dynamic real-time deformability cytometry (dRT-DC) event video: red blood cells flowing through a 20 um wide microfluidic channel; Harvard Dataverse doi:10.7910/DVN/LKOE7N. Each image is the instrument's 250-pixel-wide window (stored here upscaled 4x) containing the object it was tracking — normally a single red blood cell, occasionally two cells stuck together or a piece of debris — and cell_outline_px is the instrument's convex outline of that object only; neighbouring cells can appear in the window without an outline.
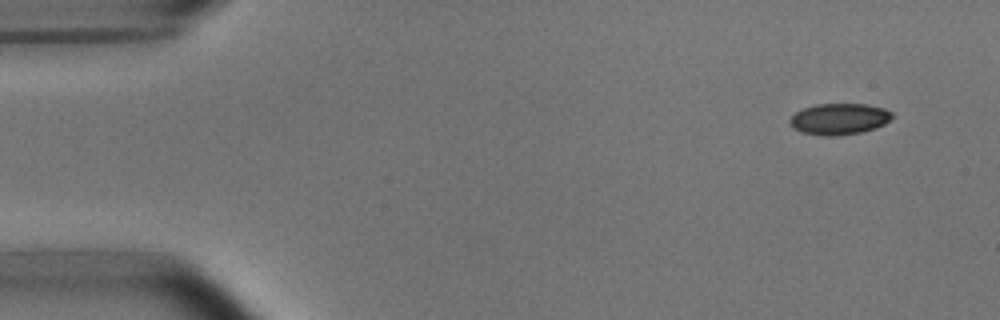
{"species": "common noctule bat (a hibernating species)", "species_latin": "Nyctalus noctula", "temperature_condition": "room temperature", "stored_images_in_passage": 4, "camera_frame_rate_fps": 3000, "um_per_image_px": 0.085, "animal": {"sex": "male", "body_mass_g": 15.6}, "frame": {"image": 1, "passage_image": 1, "time_ms": 0.0, "image_size_px": [1000, 320], "cell_outline_px": [[896, 116], [884, 124], [876, 128], [860, 132], [832, 136], [824, 136], [800, 132], [792, 128], [788, 124], [788, 120], [796, 112], [804, 108], [816, 104], [868, 104], [884, 108], [892, 112]], "centroid_in_image_um": [71.33, 10.11], "position_along_channel_um": 13.7, "area_um2": 18.84}}
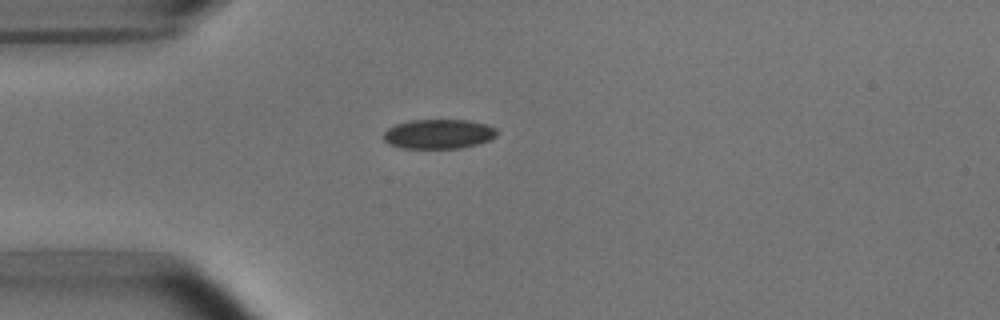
{"frame": {"image": 2, "passage_image": 4, "time_ms": 1.0, "image_size_px": [1000, 320], "cell_outline_px": [[496, 136], [488, 140], [476, 144], [460, 148], [400, 148], [388, 144], [384, 140], [384, 132], [388, 128], [396, 124], [412, 120], [468, 120], [484, 124], [496, 128]], "centroid_in_image_um": [37.24, 11.39], "position_along_channel_um": 47.8, "area_um2": 19.36}}